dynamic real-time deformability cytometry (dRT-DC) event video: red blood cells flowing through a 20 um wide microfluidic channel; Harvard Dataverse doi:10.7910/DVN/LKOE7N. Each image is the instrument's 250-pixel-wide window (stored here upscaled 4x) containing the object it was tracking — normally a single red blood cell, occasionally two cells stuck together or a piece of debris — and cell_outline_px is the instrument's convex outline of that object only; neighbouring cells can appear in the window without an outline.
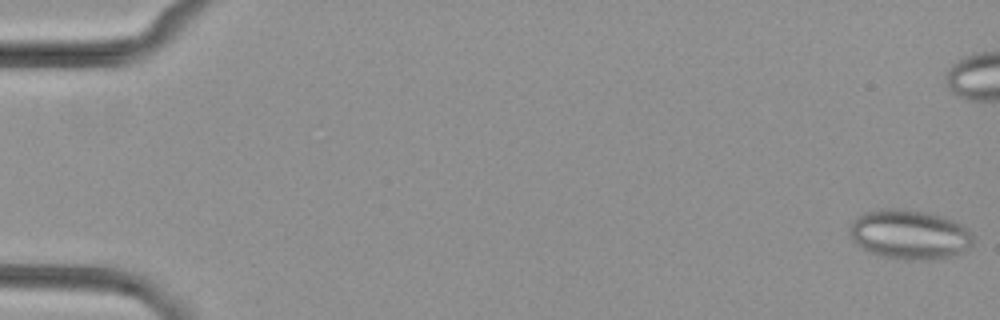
{"species": "common noctule bat (a hibernating species)", "species_latin": "Nyctalus noctula", "temperature_condition": "cold", "stored_images_in_passage": 10, "camera_frame_rate_fps": 3000, "um_per_image_px": 0.085, "animal": {"sex": "female", "body_mass_g": 29.2, "forearm_length_mm": 56.3}, "frame": {"image": 1, "passage_image": 1, "time_ms": 0.0, "image_size_px": [1000, 320], "cell_outline_px": [[972, 244], [968, 248], [956, 256], [936, 260], [904, 260], [880, 256], [868, 252], [856, 244], [852, 240], [848, 232], [848, 224], [852, 220], [864, 212], [876, 208], [904, 208], [944, 216], [960, 224], [972, 232]], "centroid_in_image_um": [77.26, 19.94], "position_along_channel_um": 7.7, "area_um2": 36.53}}
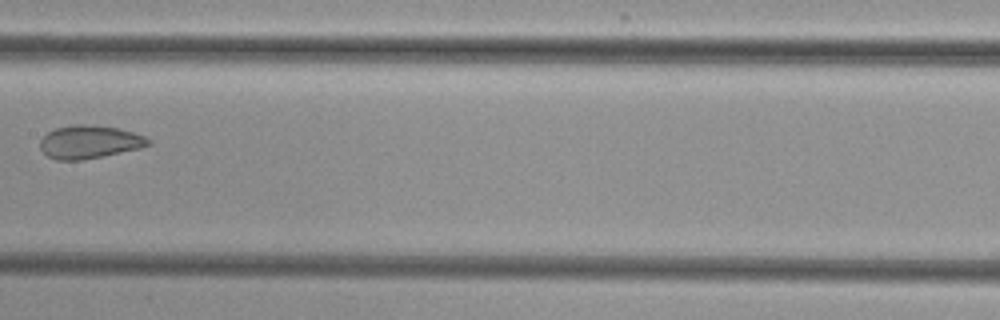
{"frame": {"image": 2, "passage_image": 9, "time_ms": 10.667, "image_size_px": [1000, 320], "cell_outline_px": [[152, 144], [140, 148], [104, 156], [80, 160], [56, 160], [48, 156], [40, 148], [40, 140], [48, 132], [56, 128], [76, 124], [84, 124], [120, 128], [144, 136]], "centroid_in_image_um": [7.6, 12.07], "position_along_channel_um": 199.8, "area_um2": 20.75}}
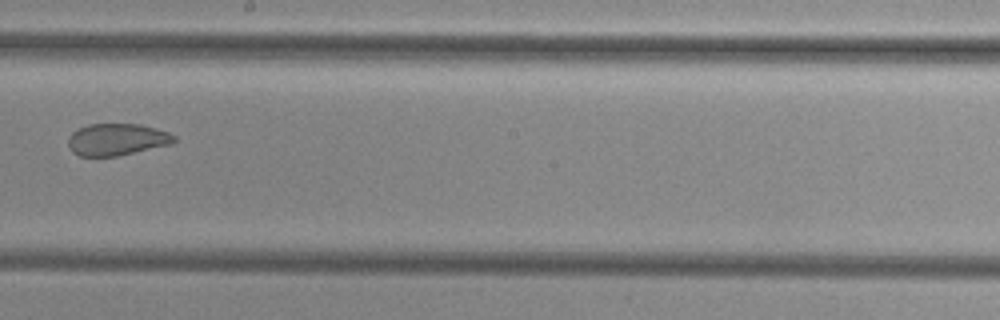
{"frame": {"image": 3, "passage_image": 10, "time_ms": 11.667, "image_size_px": [1000, 320], "cell_outline_px": [[176, 140], [172, 144], [116, 156], [80, 156], [72, 152], [68, 144], [68, 136], [72, 132], [88, 124], [140, 124], [156, 128], [168, 132], [176, 136]], "centroid_in_image_um": [9.94, 11.85], "position_along_channel_um": 238.3, "area_um2": 19.71}}